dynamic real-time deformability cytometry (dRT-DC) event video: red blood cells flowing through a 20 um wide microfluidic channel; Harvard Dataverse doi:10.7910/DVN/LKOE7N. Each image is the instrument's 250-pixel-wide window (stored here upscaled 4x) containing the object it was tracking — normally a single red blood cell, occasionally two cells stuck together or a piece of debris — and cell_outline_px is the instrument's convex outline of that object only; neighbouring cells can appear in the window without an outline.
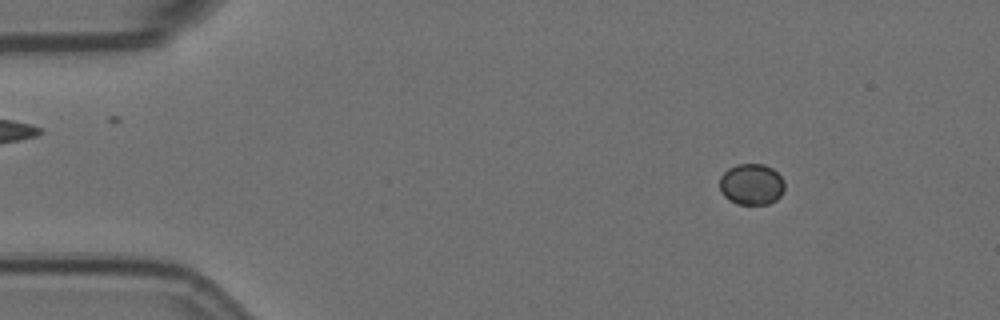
{"species": "Egyptian fruit bat (a non-hibernating species)", "species_latin": "Rousettus aegyptiacus", "temperature_condition": "room temperature", "stored_images_in_passage": 58, "camera_frame_rate_fps": 3000, "um_per_image_px": 0.085, "animal": {"sex": "female"}, "frame": {"image": 1, "passage_image": 8, "time_ms": 2.333, "image_size_px": [1000, 320], "cell_outline_px": [[784, 192], [776, 200], [768, 204], [736, 204], [728, 200], [720, 192], [720, 176], [728, 168], [736, 164], [764, 164], [772, 168], [784, 180]], "centroid_in_image_um": [63.87, 15.67], "position_along_channel_um": 21.1, "area_um2": 15.78}}
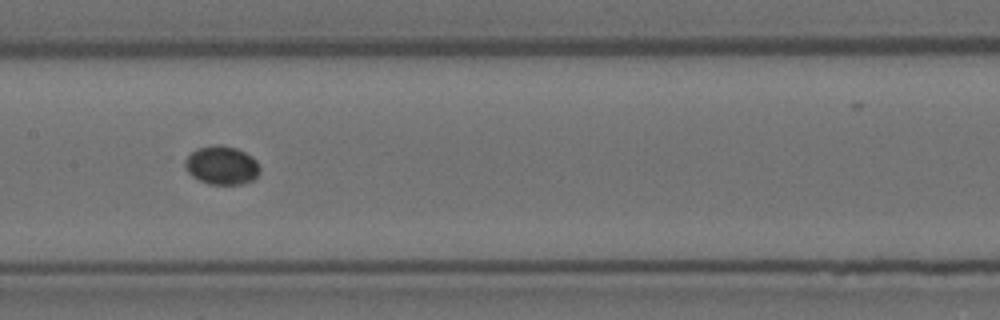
{"frame": {"image": 2, "passage_image": 29, "time_ms": 9.333, "image_size_px": [1000, 320], "cell_outline_px": [[260, 168], [256, 176], [252, 180], [240, 184], [208, 184], [192, 176], [184, 168], [184, 160], [196, 148], [212, 144], [220, 144], [236, 148], [252, 156], [256, 160]], "centroid_in_image_um": [18.81, 14.03], "position_along_channel_um": 188.6, "area_um2": 16.88}}
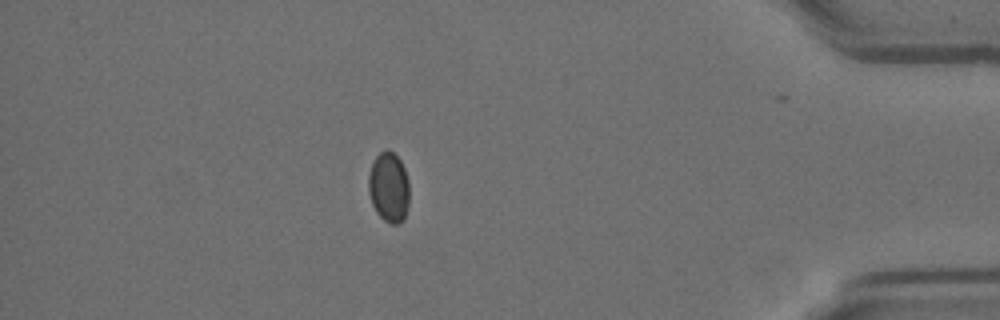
{"frame": {"image": 3, "passage_image": 51, "time_ms": 16.667, "image_size_px": [1000, 320], "cell_outline_px": [[408, 204], [404, 220], [400, 224], [388, 224], [376, 212], [372, 204], [368, 192], [368, 176], [372, 164], [376, 156], [384, 148], [388, 148], [400, 160], [404, 168], [408, 180]], "centroid_in_image_um": [33.04, 15.93], "position_along_channel_um": 402.2, "area_um2": 16.88}}